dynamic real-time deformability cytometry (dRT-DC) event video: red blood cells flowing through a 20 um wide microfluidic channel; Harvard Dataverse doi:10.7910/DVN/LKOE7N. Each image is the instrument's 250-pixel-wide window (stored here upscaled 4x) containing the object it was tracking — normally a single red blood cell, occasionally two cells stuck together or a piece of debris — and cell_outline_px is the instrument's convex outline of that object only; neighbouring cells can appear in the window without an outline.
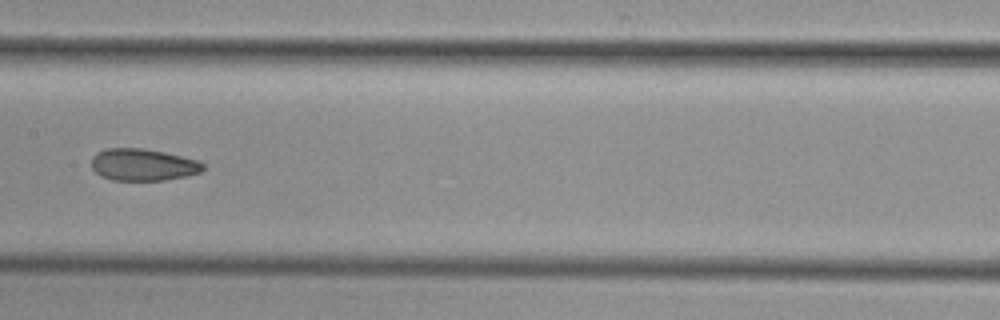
{"species": "common noctule bat (a hibernating species)", "species_latin": "Nyctalus noctula", "temperature_condition": "cold", "stored_images_in_passage": 10, "camera_frame_rate_fps": 3000, "um_per_image_px": 0.085, "animal": {"sex": "female", "body_mass_g": 29.2, "forearm_length_mm": 56.3}, "frame": {"image": 1, "passage_image": 9, "time_ms": 10.333, "image_size_px": [1000, 320], "cell_outline_px": [[204, 168], [200, 172], [184, 176], [164, 180], [112, 180], [100, 176], [92, 168], [92, 156], [96, 152], [108, 148], [144, 148], [164, 152], [196, 160], [204, 164]], "centroid_in_image_um": [12.11, 14.0], "position_along_channel_um": 195.3, "area_um2": 20.69}}
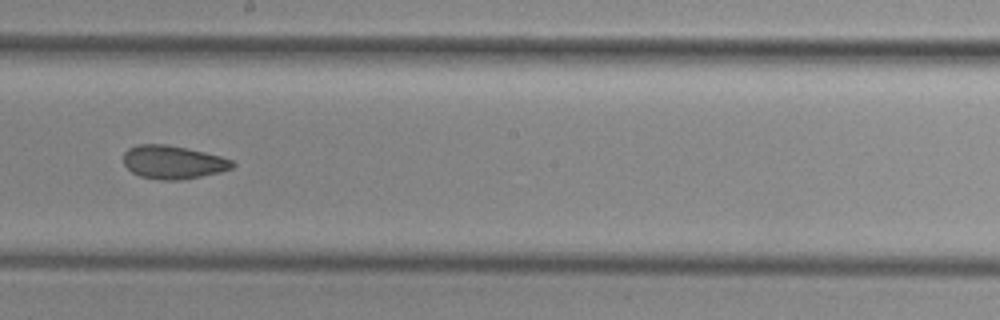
{"frame": {"image": 2, "passage_image": 10, "time_ms": 11.333, "image_size_px": [1000, 320], "cell_outline_px": [[236, 164], [232, 168], [220, 172], [180, 180], [160, 180], [140, 176], [132, 172], [124, 164], [124, 152], [128, 148], [136, 144], [168, 144], [204, 152], [220, 156], [232, 160]], "centroid_in_image_um": [14.69, 13.78], "position_along_channel_um": 233.5, "area_um2": 21.15}}